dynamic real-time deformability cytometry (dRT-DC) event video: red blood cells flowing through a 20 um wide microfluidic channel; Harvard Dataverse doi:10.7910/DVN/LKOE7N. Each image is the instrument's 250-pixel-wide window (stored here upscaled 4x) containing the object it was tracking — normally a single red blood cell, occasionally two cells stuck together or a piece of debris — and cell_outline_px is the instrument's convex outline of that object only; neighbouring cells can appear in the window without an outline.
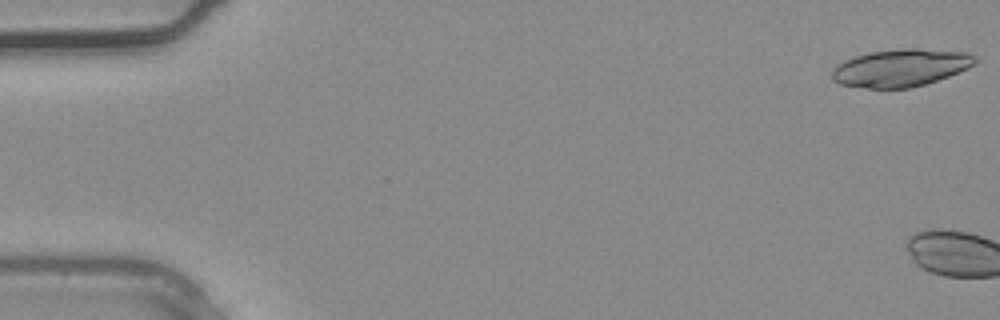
{"species": "common noctule bat (a hibernating species)", "species_latin": "Nyctalus noctula", "temperature_condition": "warm", "stored_images_in_passage": 5, "camera_frame_rate_fps": 3000, "um_per_image_px": 0.085, "animal": {"sex": "male", "body_mass_g": 20.4}, "frame": {"image": 1, "passage_image": 1, "time_ms": 0.0, "image_size_px": [1000, 320], "cell_outline_px": [[980, 60], [976, 64], [968, 68], [948, 76], [924, 84], [908, 88], [868, 88], [840, 84], [832, 80], [832, 68], [836, 64], [844, 60], [868, 52], [904, 48], [916, 48], [968, 52], [976, 56]], "centroid_in_image_um": [76.57, 5.75], "position_along_channel_um": 8.4, "area_um2": 31.44}}
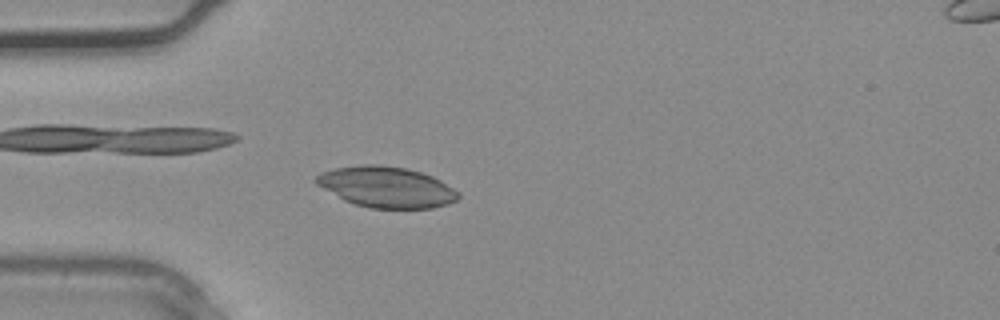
{"frame": {"image": 2, "passage_image": 4, "time_ms": 1.0, "image_size_px": [1000, 320], "cell_outline_px": [[460, 196], [456, 200], [448, 204], [432, 208], [372, 208], [356, 204], [344, 200], [316, 184], [312, 180], [320, 172], [332, 168], [360, 164], [380, 164], [408, 168], [432, 176], [440, 180], [460, 192]], "centroid_in_image_um": [32.83, 15.88], "position_along_channel_um": 52.2, "area_um2": 34.04}}